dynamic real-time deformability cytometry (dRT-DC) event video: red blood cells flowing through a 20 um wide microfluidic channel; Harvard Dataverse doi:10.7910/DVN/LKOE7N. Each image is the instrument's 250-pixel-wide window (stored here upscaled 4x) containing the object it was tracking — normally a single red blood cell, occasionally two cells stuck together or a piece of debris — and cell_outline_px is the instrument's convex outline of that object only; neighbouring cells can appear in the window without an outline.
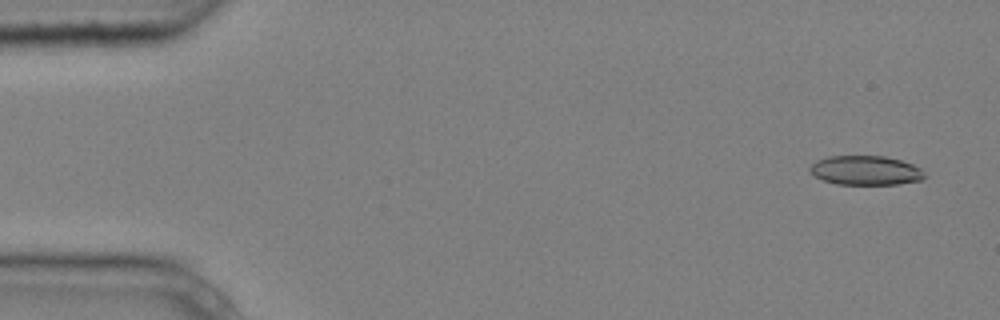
{"species": "common noctule bat (a hibernating species)", "species_latin": "Nyctalus noctula", "temperature_condition": "cold", "stored_images_in_passage": 4, "camera_frame_rate_fps": 3000, "um_per_image_px": 0.085, "animal": {"sex": "male", "body_mass_g": 20.4}, "frame": {"image": 1, "passage_image": 1, "time_ms": 0.0, "image_size_px": [1000, 320], "cell_outline_px": [[924, 180], [900, 184], [836, 184], [824, 180], [816, 176], [808, 168], [816, 160], [828, 156], [884, 156], [900, 160], [912, 164], [920, 168], [924, 172]], "centroid_in_image_um": [73.6, 14.48], "position_along_channel_um": 11.4, "area_um2": 19.54}}